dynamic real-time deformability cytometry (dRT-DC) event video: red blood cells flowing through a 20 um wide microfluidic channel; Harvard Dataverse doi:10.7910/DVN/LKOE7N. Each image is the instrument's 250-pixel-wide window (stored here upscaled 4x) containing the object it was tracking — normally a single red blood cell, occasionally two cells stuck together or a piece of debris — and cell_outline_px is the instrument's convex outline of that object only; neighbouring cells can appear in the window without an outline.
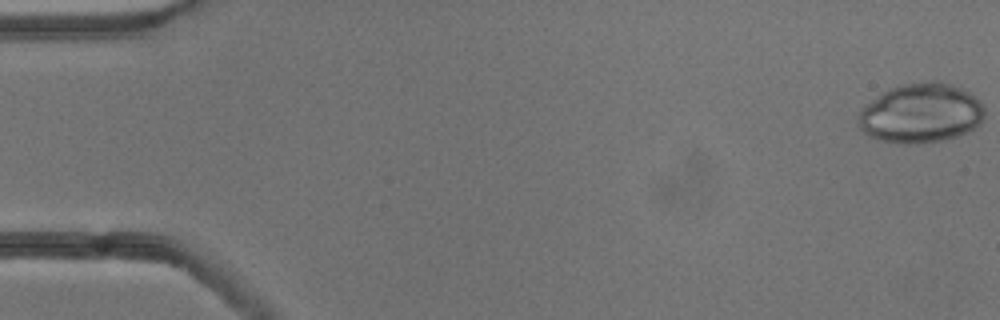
{"species": "common noctule bat (a hibernating species)", "species_latin": "Nyctalus noctula", "temperature_condition": "cold", "stored_images_in_passage": 53, "camera_frame_rate_fps": 3000, "um_per_image_px": 0.085, "animal": {"sex": "male", "body_mass_g": 13.3}, "frame": {"image": 1, "passage_image": 1, "time_ms": 0.0, "image_size_px": [1000, 320], "cell_outline_px": [[984, 116], [980, 124], [956, 136], [940, 140], [880, 140], [864, 132], [856, 124], [856, 116], [868, 104], [888, 88], [904, 84], [928, 80], [936, 80], [960, 88], [968, 92], [980, 100], [984, 108]], "centroid_in_image_um": [78.28, 9.56], "position_along_channel_um": 6.7, "area_um2": 42.48}}
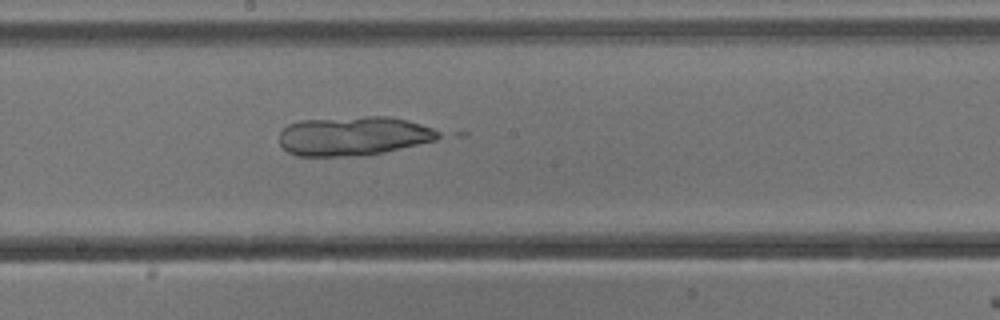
{"frame": {"image": 2, "passage_image": 29, "time_ms": 9.333, "image_size_px": [1000, 320], "cell_outline_px": [[444, 136], [436, 140], [384, 152], [364, 156], [296, 156], [288, 152], [280, 144], [280, 132], [288, 124], [300, 120], [368, 116], [388, 116], [408, 120], [432, 128], [440, 132]], "centroid_in_image_um": [30.05, 11.56], "position_along_channel_um": 218.1, "area_um2": 36.53}}
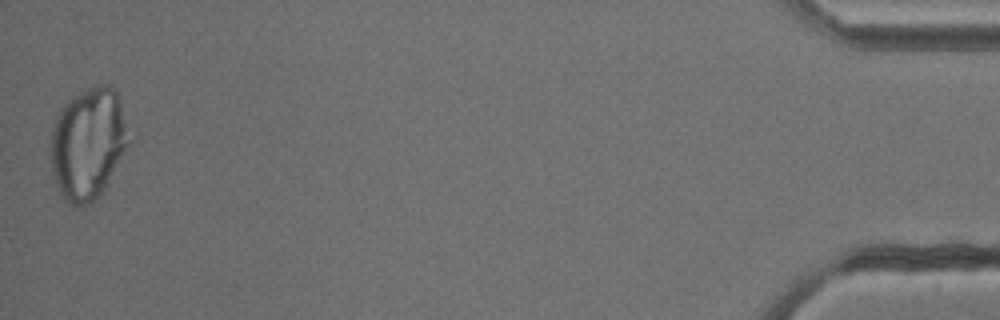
{"frame": {"image": 3, "passage_image": 53, "time_ms": 17.333, "image_size_px": [1000, 320], "cell_outline_px": [[132, 140], [104, 188], [88, 204], [80, 208], [76, 208], [68, 204], [60, 196], [52, 172], [48, 152], [52, 128], [56, 116], [60, 108], [72, 96], [88, 88], [100, 84], [108, 84], [116, 88], [120, 100]], "centroid_in_image_um": [7.46, 12.19], "position_along_channel_um": 427.7, "area_um2": 51.85}}